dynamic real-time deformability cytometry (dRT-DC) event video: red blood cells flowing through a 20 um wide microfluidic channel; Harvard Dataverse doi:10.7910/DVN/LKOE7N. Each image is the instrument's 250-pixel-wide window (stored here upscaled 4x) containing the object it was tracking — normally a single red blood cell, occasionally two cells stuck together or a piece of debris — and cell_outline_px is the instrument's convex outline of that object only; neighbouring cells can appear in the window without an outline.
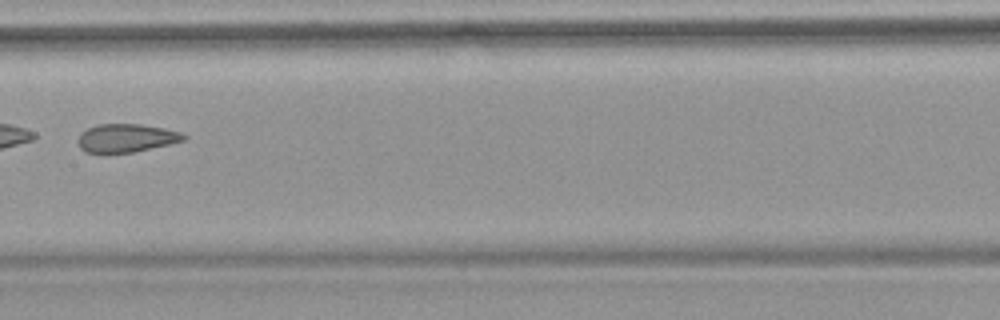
{"species": "common noctule bat (a hibernating species)", "species_latin": "Nyctalus noctula", "temperature_condition": "warm", "stored_images_in_passage": 8, "camera_frame_rate_fps": 3000, "um_per_image_px": 0.085, "animal": {"sex": "female", "body_mass_g": 18.4}, "frame": {"image": 1, "passage_image": 7, "time_ms": 7.333, "image_size_px": [1000, 320], "cell_outline_px": [[188, 136], [184, 140], [168, 144], [132, 152], [104, 156], [84, 152], [80, 148], [76, 140], [80, 132], [88, 128], [100, 124], [140, 124], [164, 128], [180, 132]], "centroid_in_image_um": [10.63, 11.77], "position_along_channel_um": 196.8, "area_um2": 17.98}}
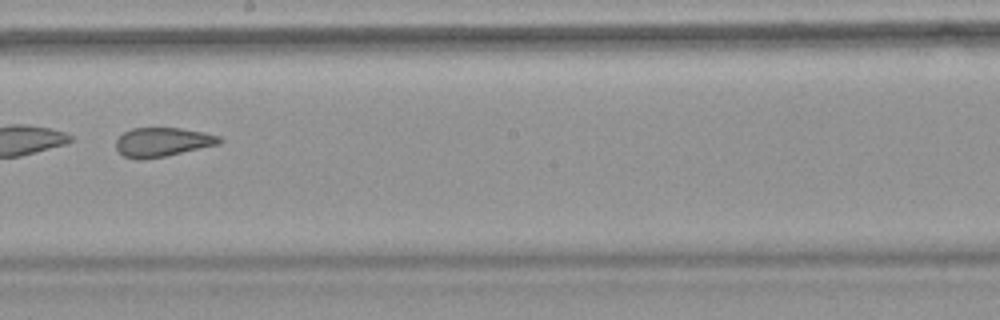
{"frame": {"image": 2, "passage_image": 8, "time_ms": 8.333, "image_size_px": [1000, 320], "cell_outline_px": [[224, 140], [220, 144], [164, 156], [144, 160], [136, 160], [124, 156], [116, 148], [116, 140], [124, 132], [132, 128], [180, 128], [204, 132], [220, 136]], "centroid_in_image_um": [13.82, 12.08], "position_along_channel_um": 234.4, "area_um2": 17.57}}